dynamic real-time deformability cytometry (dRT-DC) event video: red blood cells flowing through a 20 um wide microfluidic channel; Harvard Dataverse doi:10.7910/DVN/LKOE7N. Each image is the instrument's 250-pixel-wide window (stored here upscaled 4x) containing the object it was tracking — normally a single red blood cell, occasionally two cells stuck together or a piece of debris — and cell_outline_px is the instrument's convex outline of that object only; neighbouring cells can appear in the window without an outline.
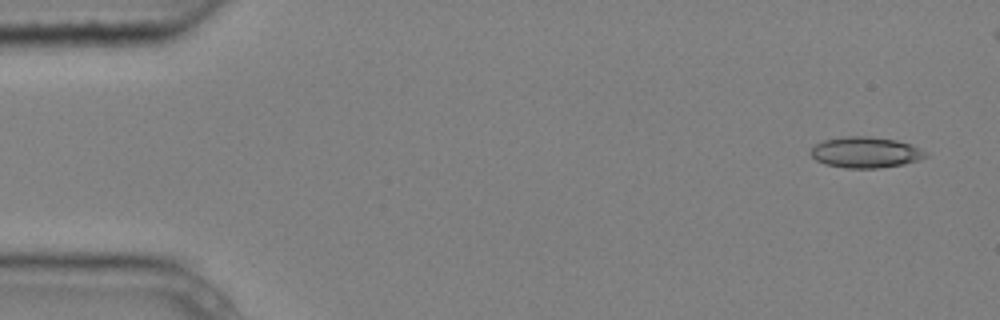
{"species": "common noctule bat (a hibernating species)", "species_latin": "Nyctalus noctula", "temperature_condition": "cold", "stored_images_in_passage": 5, "camera_frame_rate_fps": 3000, "um_per_image_px": 0.085, "animal": {"sex": "male", "body_mass_g": 20.4}, "frame": {"image": 1, "passage_image": 1, "time_ms": 0.0, "image_size_px": [1000, 320], "cell_outline_px": [[928, 156], [904, 164], [880, 168], [844, 168], [824, 164], [816, 160], [808, 152], [816, 144], [824, 140], [844, 136], [872, 136], [896, 140], [912, 144], [928, 152]], "centroid_in_image_um": [73.57, 12.95], "position_along_channel_um": 11.4, "area_um2": 20.92}}